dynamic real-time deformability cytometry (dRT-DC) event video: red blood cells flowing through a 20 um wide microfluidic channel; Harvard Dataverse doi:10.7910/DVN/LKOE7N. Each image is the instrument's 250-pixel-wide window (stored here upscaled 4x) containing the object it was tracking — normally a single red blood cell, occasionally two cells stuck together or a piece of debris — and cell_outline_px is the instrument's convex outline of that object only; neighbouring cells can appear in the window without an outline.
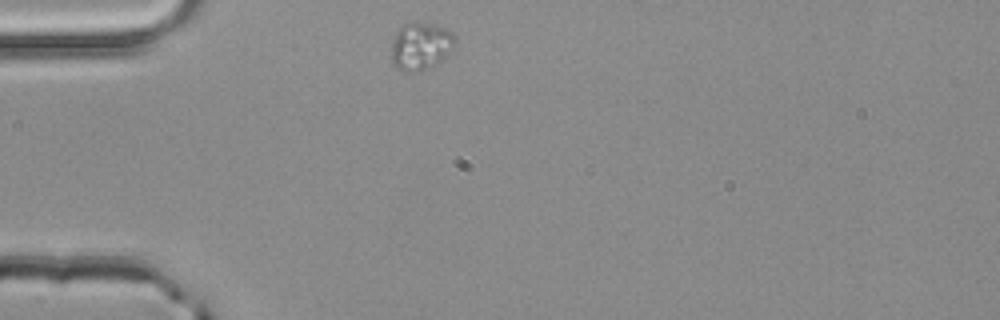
{"species": "common noctule bat (a hibernating species)", "species_latin": "Nyctalus noctula", "temperature_condition": "room temperature", "stored_images_in_passage": 34, "camera_frame_rate_fps": 3000, "um_per_image_px": 0.085, "animal": {"sex": "male", "body_mass_g": 20.4}, "frame": {"image": 1, "passage_image": 1, "time_ms": 0.0, "image_size_px": [1000, 320], "cell_outline_px": [[456, 40], [452, 48], [440, 60], [428, 68], [412, 72], [404, 72], [396, 68], [392, 64], [392, 44], [396, 32], [404, 24], [432, 24], [444, 28], [452, 32], [456, 36]], "centroid_in_image_um": [35.74, 3.94], "position_along_channel_um": 49.3, "area_um2": 17.17}}